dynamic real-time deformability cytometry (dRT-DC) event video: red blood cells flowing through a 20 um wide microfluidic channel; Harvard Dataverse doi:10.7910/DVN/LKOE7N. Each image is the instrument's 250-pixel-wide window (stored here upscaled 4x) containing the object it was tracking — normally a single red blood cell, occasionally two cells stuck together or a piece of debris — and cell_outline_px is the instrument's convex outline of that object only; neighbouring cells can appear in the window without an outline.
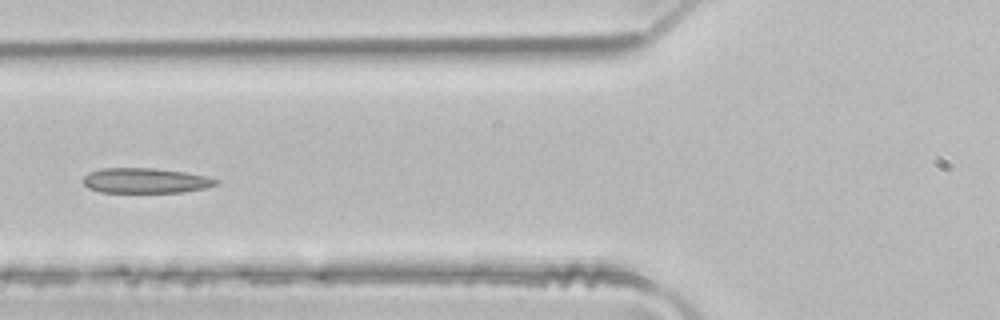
{"species": "common noctule bat (a hibernating species)", "species_latin": "Nyctalus noctula", "temperature_condition": "room temperature", "stored_images_in_passage": 5, "camera_frame_rate_fps": 3000, "um_per_image_px": 0.085, "animal": {"sex": "male", "body_mass_g": 21.5, "forearm_length_mm": 52.0}, "frame": {"image": 1, "passage_image": 5, "time_ms": 1.333, "image_size_px": [1000, 320], "cell_outline_px": [[220, 184], [204, 188], [180, 192], [100, 192], [88, 188], [84, 184], [84, 176], [88, 172], [100, 168], [156, 168], [184, 172], [208, 176], [220, 180]], "centroid_in_image_um": [12.38, 15.34], "position_along_channel_um": 113.4, "area_um2": 19.54}}